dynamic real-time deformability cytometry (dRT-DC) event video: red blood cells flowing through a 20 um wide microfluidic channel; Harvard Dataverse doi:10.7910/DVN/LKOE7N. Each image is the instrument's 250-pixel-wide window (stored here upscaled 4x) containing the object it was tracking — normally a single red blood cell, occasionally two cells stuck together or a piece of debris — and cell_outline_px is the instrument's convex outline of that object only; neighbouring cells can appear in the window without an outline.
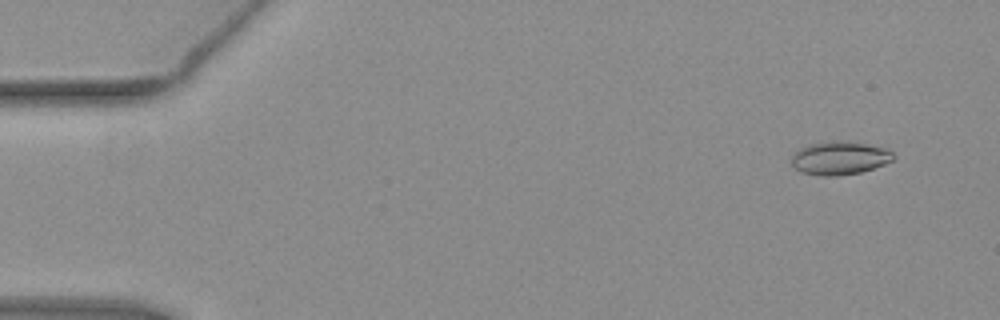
{"species": "common noctule bat (a hibernating species)", "species_latin": "Nyctalus noctula", "temperature_condition": "warm", "stored_images_in_passage": 33, "camera_frame_rate_fps": 3000, "um_per_image_px": 0.085, "animal": {"sex": "female", "body_mass_g": 19.3, "forearm_length_mm": 54.1}, "frame": {"image": 1, "passage_image": 4, "time_ms": 1.0, "image_size_px": [1000, 320], "cell_outline_px": [[896, 156], [892, 160], [884, 164], [860, 172], [836, 176], [820, 176], [800, 172], [792, 164], [792, 156], [800, 148], [808, 144], [832, 140], [848, 140], [884, 148], [892, 152]], "centroid_in_image_um": [71.35, 13.42], "position_along_channel_um": 13.6, "area_um2": 19.83}}
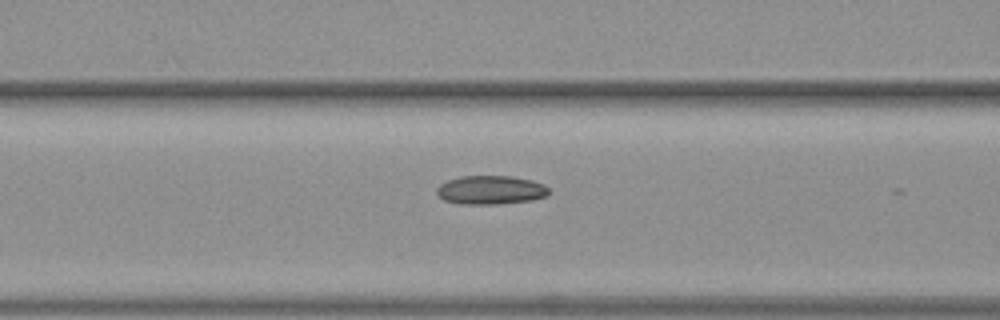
{"frame": {"image": 2, "passage_image": 22, "time_ms": 7.0, "image_size_px": [1000, 320], "cell_outline_px": [[548, 196], [532, 200], [496, 204], [460, 204], [444, 200], [436, 192], [436, 188], [440, 184], [448, 180], [460, 176], [512, 176], [532, 180], [544, 184], [548, 188]], "centroid_in_image_um": [41.71, 16.15], "position_along_channel_um": 124.9, "area_um2": 18.84}}
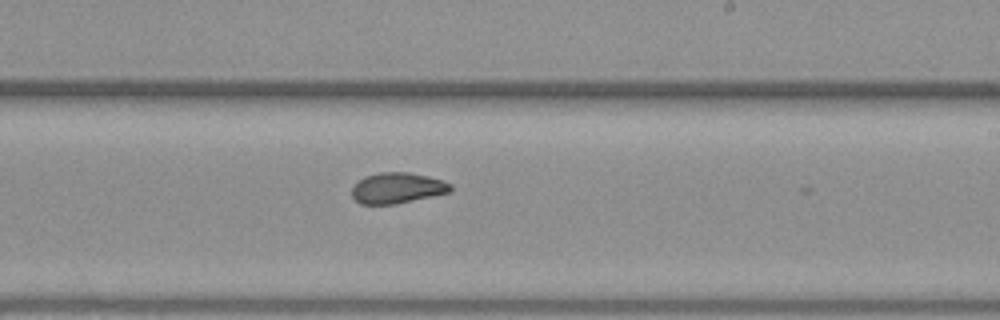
{"frame": {"image": 3, "passage_image": 32, "time_ms": 10.333, "image_size_px": [1000, 320], "cell_outline_px": [[452, 192], [396, 204], [360, 204], [352, 196], [352, 188], [364, 176], [380, 172], [408, 172], [428, 176], [444, 180], [452, 184]], "centroid_in_image_um": [33.81, 15.98], "position_along_channel_um": 255.2, "area_um2": 17.8}}